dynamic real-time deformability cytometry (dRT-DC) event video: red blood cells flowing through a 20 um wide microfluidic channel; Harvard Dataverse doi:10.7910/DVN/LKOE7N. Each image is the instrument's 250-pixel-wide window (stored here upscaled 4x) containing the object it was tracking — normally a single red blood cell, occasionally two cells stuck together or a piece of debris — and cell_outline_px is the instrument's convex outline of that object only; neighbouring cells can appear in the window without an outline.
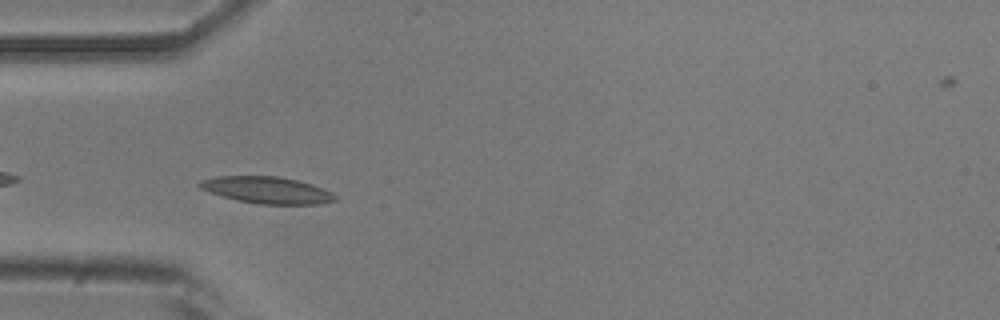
{"species": "common noctule bat (a hibernating species)", "species_latin": "Nyctalus noctula", "temperature_condition": "room temperature", "stored_images_in_passage": 40, "camera_frame_rate_fps": 3000, "um_per_image_px": 0.085, "animal": {"sex": "male", "body_mass_g": 20.5, "forearm_length_mm": 52.5}, "frame": {"image": 1, "passage_image": 2, "time_ms": 0.333, "image_size_px": [1000, 320], "cell_outline_px": [[340, 196], [336, 200], [320, 204], [260, 204], [236, 200], [200, 188], [196, 184], [200, 180], [216, 176], [280, 176], [312, 184], [332, 192]], "centroid_in_image_um": [22.73, 16.15], "position_along_channel_um": 62.3, "area_um2": 21.15}}
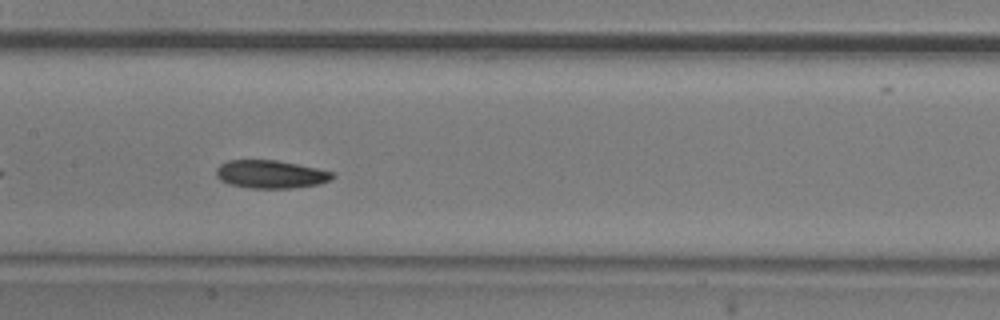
{"frame": {"image": 2, "passage_image": 12, "time_ms": 3.667, "image_size_px": [1000, 320], "cell_outline_px": [[336, 176], [332, 180], [320, 184], [292, 188], [248, 188], [228, 184], [220, 180], [216, 176], [216, 168], [220, 164], [228, 160], [276, 160], [316, 168], [332, 172]], "centroid_in_image_um": [23.0, 14.82], "position_along_channel_um": 184.4, "area_um2": 19.13}}
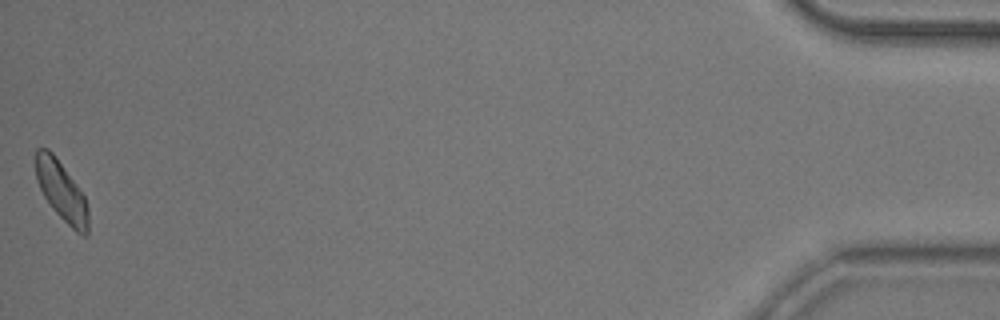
{"frame": {"image": 3, "passage_image": 40, "time_ms": 13.0, "image_size_px": [1000, 320], "cell_outline_px": [[88, 236], [84, 236], [76, 232], [52, 208], [44, 196], [36, 180], [36, 148], [48, 148], [52, 152], [76, 184], [84, 196], [88, 208]], "centroid_in_image_um": [5.23, 16.26], "position_along_channel_um": 430.0, "area_um2": 17.92}, "authors_computed_cell_mechanics": {"area_um2": 19.0162, "velocity_mm_per_s": 3.6733, "shape_relaxation_time_tau1_ms": 3.9239, "shape_relaxation_time_tau2_ms": 3.9083, "deformation_change_tau1": 0.1134, "deformation_change_tau2": 0.098}}